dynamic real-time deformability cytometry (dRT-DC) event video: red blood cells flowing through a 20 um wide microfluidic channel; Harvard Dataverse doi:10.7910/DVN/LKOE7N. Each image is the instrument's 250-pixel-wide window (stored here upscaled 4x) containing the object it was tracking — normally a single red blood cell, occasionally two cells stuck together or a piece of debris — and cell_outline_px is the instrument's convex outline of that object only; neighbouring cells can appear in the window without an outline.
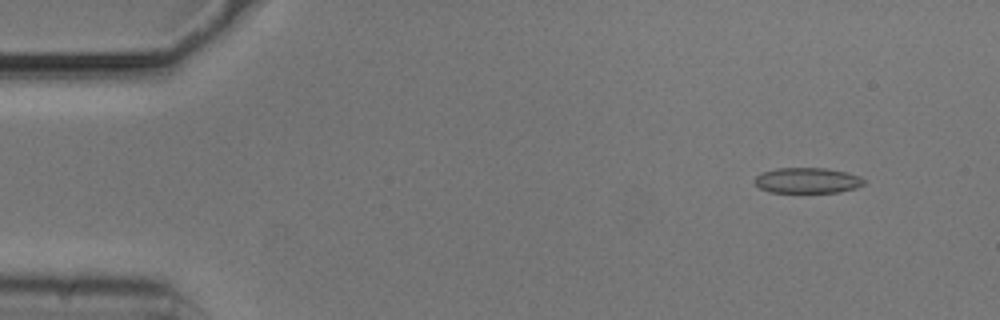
{"species": "common noctule bat (a hibernating species)", "species_latin": "Nyctalus noctula", "temperature_condition": "cold", "stored_images_in_passage": 52, "camera_frame_rate_fps": 3000, "um_per_image_px": 0.085, "animal": {"sex": "male", "body_mass_g": 20.5, "forearm_length_mm": 52.5}, "frame": {"image": 1, "passage_image": 5, "time_ms": 1.333, "image_size_px": [1000, 320], "cell_outline_px": [[864, 184], [856, 188], [840, 192], [768, 192], [760, 188], [756, 184], [756, 176], [764, 172], [776, 168], [824, 168], [844, 172], [860, 176], [864, 180]], "centroid_in_image_um": [68.64, 15.34], "position_along_channel_um": 16.4, "area_um2": 16.07}}
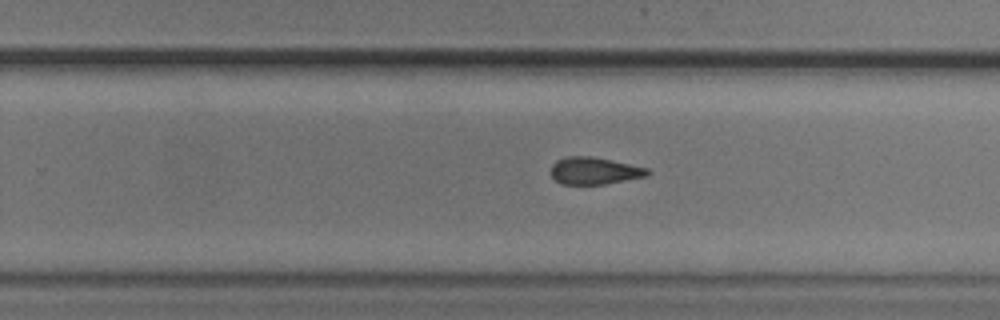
{"frame": {"image": 2, "passage_image": 34, "time_ms": 11.0, "image_size_px": [1000, 320], "cell_outline_px": [[652, 172], [648, 176], [604, 184], [560, 184], [552, 176], [552, 164], [556, 160], [564, 156], [592, 156], [612, 160], [648, 168]], "centroid_in_image_um": [50.54, 14.51], "position_along_channel_um": 279.3, "area_um2": 15.37}}
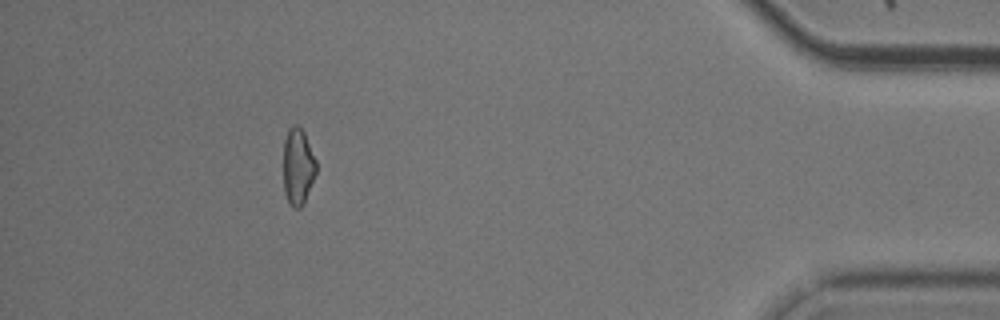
{"frame": {"image": 3, "passage_image": 49, "time_ms": 16.0, "image_size_px": [1000, 320], "cell_outline_px": [[316, 172], [304, 204], [300, 208], [292, 208], [288, 204], [284, 192], [284, 140], [288, 128], [292, 124], [296, 124], [304, 132], [316, 160]], "centroid_in_image_um": [25.31, 14.17], "position_along_channel_um": 409.9, "area_um2": 14.8}}